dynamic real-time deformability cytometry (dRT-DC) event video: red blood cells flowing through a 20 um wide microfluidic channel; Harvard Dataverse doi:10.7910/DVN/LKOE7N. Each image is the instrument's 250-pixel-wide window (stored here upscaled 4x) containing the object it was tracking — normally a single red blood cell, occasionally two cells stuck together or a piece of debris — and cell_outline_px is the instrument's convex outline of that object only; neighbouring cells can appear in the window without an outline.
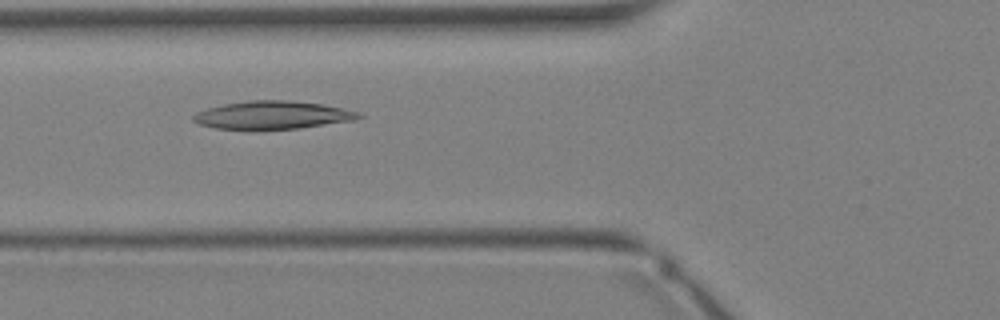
{"species": "Egyptian fruit bat (a non-hibernating species)", "species_latin": "Rousettus aegyptiacus", "temperature_condition": "warm", "stored_images_in_passage": 10, "camera_frame_rate_fps": 3000, "um_per_image_px": 0.085, "animal": {"sex": "female"}, "frame": {"image": 1, "passage_image": 6, "time_ms": 1.667, "image_size_px": [1000, 320], "cell_outline_px": [[364, 116], [352, 120], [300, 128], [252, 132], [216, 128], [200, 124], [192, 120], [192, 116], [196, 112], [208, 108], [224, 104], [252, 100], [288, 100], [320, 104], [360, 112]], "centroid_in_image_um": [23.09, 9.82], "position_along_channel_um": 102.7, "area_um2": 27.51}}
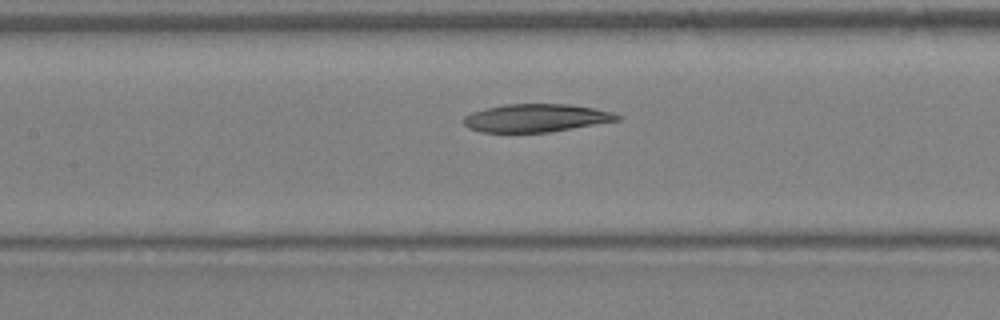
{"frame": {"image": 2, "passage_image": 9, "time_ms": 2.667, "image_size_px": [1000, 320], "cell_outline_px": [[620, 120], [548, 132], [484, 132], [468, 128], [460, 120], [464, 116], [472, 112], [484, 108], [504, 104], [572, 104], [612, 112], [620, 116]], "centroid_in_image_um": [45.51, 10.02], "position_along_channel_um": 161.9, "area_um2": 25.03}}